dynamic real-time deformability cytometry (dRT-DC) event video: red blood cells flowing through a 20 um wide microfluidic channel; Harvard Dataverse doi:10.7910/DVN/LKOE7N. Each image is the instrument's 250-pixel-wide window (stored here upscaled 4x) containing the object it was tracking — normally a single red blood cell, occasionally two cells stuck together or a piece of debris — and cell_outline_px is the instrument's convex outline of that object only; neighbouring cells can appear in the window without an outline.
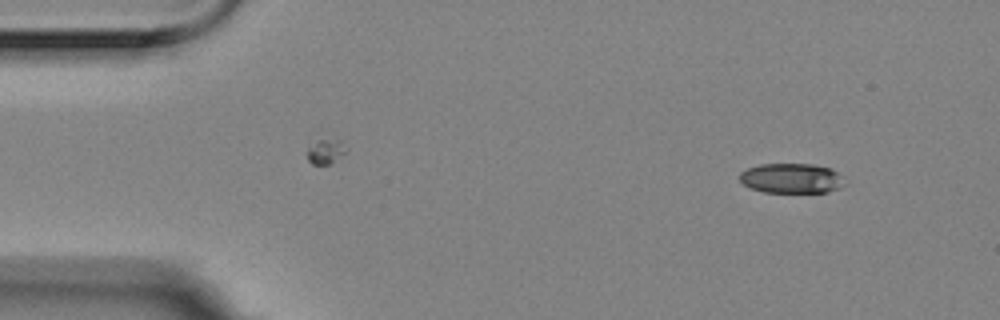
{"species": "Egyptian fruit bat (a non-hibernating species)", "species_latin": "Rousettus aegyptiacus", "temperature_condition": "room temperature", "stored_images_in_passage": 5, "camera_frame_rate_fps": 3000, "um_per_image_px": 0.085, "animal": {"sex": "female"}, "frame": {"image": 1, "passage_image": 1, "time_ms": 0.0, "image_size_px": [1000, 320], "cell_outline_px": [[844, 184], [840, 188], [828, 192], [764, 192], [752, 188], [744, 184], [740, 180], [740, 172], [748, 168], [760, 164], [812, 164], [832, 168], [836, 172]], "centroid_in_image_um": [67.26, 15.15], "position_along_channel_um": 17.7, "area_um2": 18.09}}
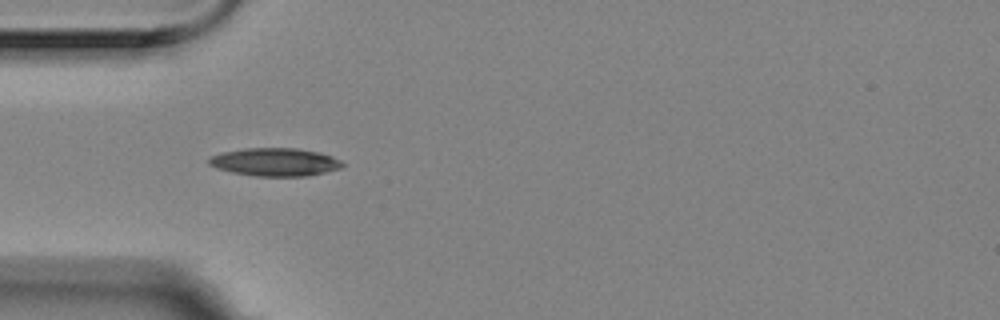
{"frame": {"image": 2, "passage_image": 4, "time_ms": 1.0, "image_size_px": [1000, 320], "cell_outline_px": [[344, 164], [340, 168], [308, 176], [256, 176], [232, 172], [216, 168], [208, 164], [208, 160], [212, 156], [220, 152], [244, 148], [296, 148], [320, 152], [332, 156], [340, 160]], "centroid_in_image_um": [23.36, 13.76], "position_along_channel_um": 61.6, "area_um2": 21.85}}
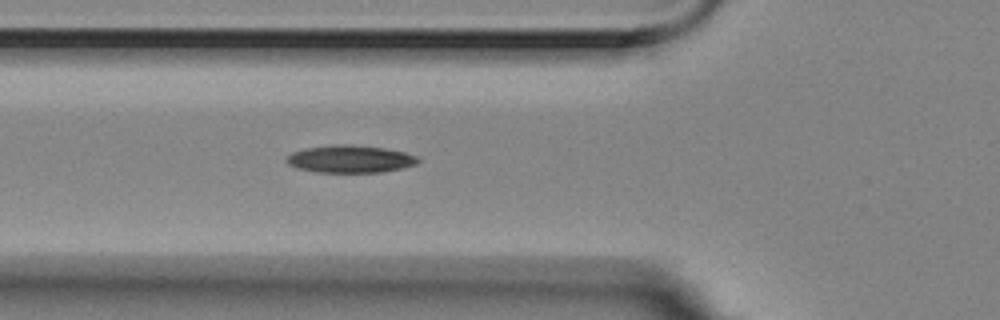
{"frame": {"image": 3, "passage_image": 5, "time_ms": 1.333, "image_size_px": [1000, 320], "cell_outline_px": [[420, 160], [416, 164], [400, 168], [380, 172], [316, 172], [296, 168], [288, 164], [284, 160], [292, 152], [304, 148], [340, 144], [352, 144], [384, 148], [404, 152], [416, 156]], "centroid_in_image_um": [29.72, 13.51], "position_along_channel_um": 96.1, "area_um2": 20.98}}